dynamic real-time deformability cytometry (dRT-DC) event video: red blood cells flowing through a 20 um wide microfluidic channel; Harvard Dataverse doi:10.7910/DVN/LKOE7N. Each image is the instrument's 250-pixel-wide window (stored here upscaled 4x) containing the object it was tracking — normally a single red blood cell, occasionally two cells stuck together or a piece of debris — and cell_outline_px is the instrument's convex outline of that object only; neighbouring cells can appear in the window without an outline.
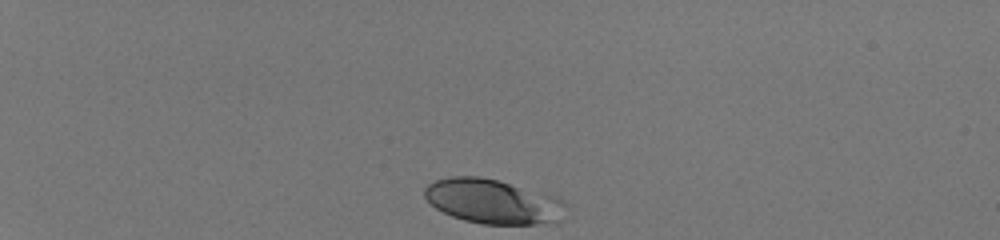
{"species": "human", "species_latin": "Homo sapiens", "temperature_condition": "room temperature", "stored_images_in_passage": 36, "camera_frame_rate_fps": 3000, "um_per_image_px": 0.085, "donor": {"sex": "male"}, "frame": {"image": 1, "passage_image": 1, "time_ms": 0.0, "image_size_px": [1000, 240], "cell_outline_px": [[564, 204], [560, 220], [556, 224], [484, 224], [464, 220], [452, 216], [436, 208], [424, 196], [424, 188], [428, 184], [436, 180], [452, 176], [480, 176], [496, 180], [556, 196], [564, 200]], "centroid_in_image_um": [41.9, 17.13], "position_along_channel_um": 43.1, "area_um2": 36.47}}
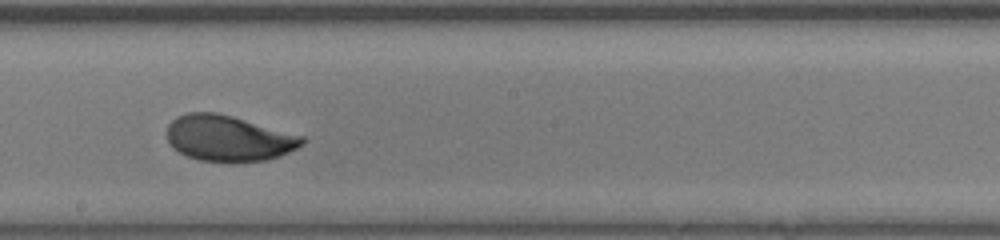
{"frame": {"image": 2, "passage_image": 21, "time_ms": 6.667, "image_size_px": [1000, 240], "cell_outline_px": [[304, 144], [280, 156], [264, 160], [232, 164], [200, 160], [188, 156], [172, 148], [168, 140], [168, 124], [176, 116], [188, 112], [216, 112], [232, 116], [304, 136]], "centroid_in_image_um": [19.41, 11.77], "position_along_channel_um": 228.8, "area_um2": 36.41}}
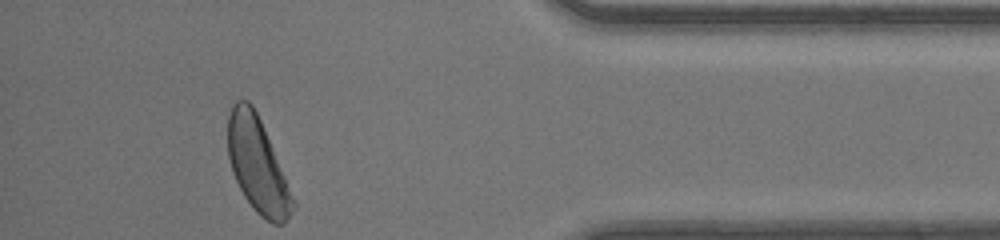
{"frame": {"image": 3, "passage_image": 36, "time_ms": 11.667, "image_size_px": [1000, 240], "cell_outline_px": [[296, 208], [284, 224], [272, 224], [260, 216], [252, 208], [244, 196], [232, 172], [228, 156], [228, 116], [232, 104], [236, 100], [248, 100], [252, 104], [260, 120], [296, 204]], "centroid_in_image_um": [21.87, 14.06], "position_along_channel_um": 413.3, "area_um2": 35.49}, "authors_computed_cell_mechanics": {"area_um2": 35.6048, "velocity_mm_per_s": 4.1441, "shape_relaxation_time_tau1_ms": 2.0597, "shape_relaxation_time_tau2_ms": null, "deformation_change_tau1": 0.1245, "deformation_change_tau2": null}}